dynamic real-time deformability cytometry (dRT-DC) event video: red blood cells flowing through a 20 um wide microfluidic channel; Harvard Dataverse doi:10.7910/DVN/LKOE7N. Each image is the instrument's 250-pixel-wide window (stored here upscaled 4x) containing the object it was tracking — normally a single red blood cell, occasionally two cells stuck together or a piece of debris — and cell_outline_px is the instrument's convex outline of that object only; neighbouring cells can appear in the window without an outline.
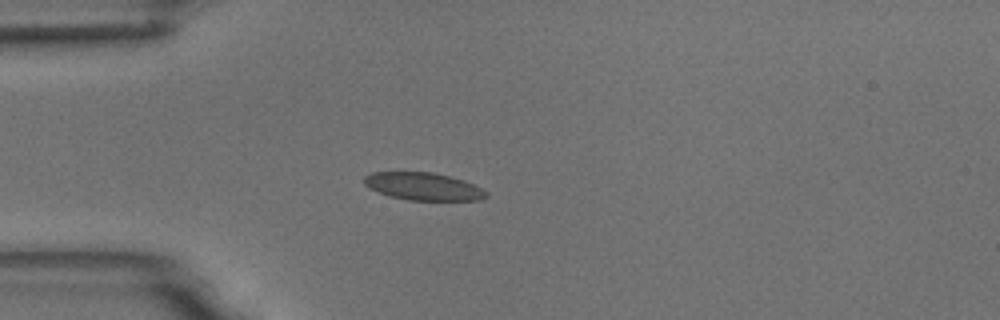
{"species": "common noctule bat (a hibernating species)", "species_latin": "Nyctalus noctula", "temperature_condition": "room temperature", "stored_images_in_passage": 4, "camera_frame_rate_fps": 3000, "um_per_image_px": 0.085, "animal": {"sex": "male", "body_mass_g": 18.8}, "frame": {"image": 1, "passage_image": 4, "time_ms": 1.0, "image_size_px": [1000, 320], "cell_outline_px": [[488, 196], [480, 200], [408, 200], [388, 196], [368, 188], [364, 184], [364, 176], [372, 172], [432, 172], [452, 176], [464, 180], [488, 192]], "centroid_in_image_um": [35.96, 15.84], "position_along_channel_um": 49.0, "area_um2": 19.77}}